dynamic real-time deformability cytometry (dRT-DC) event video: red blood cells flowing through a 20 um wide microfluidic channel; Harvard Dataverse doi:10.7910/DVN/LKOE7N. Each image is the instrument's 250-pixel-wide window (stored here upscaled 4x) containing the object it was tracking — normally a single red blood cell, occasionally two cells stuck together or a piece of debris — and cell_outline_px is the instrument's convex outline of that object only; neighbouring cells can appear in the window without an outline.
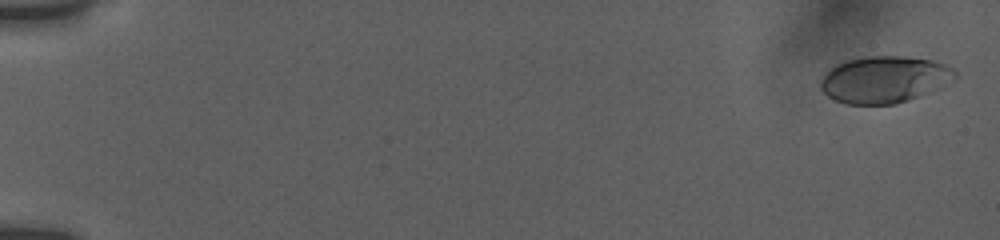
{"species": "human", "species_latin": "Homo sapiens", "temperature_condition": "room temperature", "stored_images_in_passage": 25, "camera_frame_rate_fps": 3000, "um_per_image_px": 0.085, "donor": {"sex": "female"}, "frame": {"image": 1, "passage_image": 3, "time_ms": 0.333, "image_size_px": [1000, 240], "cell_outline_px": [[960, 76], [956, 80], [940, 88], [908, 100], [896, 104], [848, 104], [836, 100], [828, 96], [820, 88], [820, 80], [824, 72], [836, 64], [848, 60], [864, 56], [900, 56], [932, 60], [944, 64], [952, 68]], "centroid_in_image_um": [75.19, 6.75], "position_along_channel_um": 9.8, "area_um2": 36.93}}